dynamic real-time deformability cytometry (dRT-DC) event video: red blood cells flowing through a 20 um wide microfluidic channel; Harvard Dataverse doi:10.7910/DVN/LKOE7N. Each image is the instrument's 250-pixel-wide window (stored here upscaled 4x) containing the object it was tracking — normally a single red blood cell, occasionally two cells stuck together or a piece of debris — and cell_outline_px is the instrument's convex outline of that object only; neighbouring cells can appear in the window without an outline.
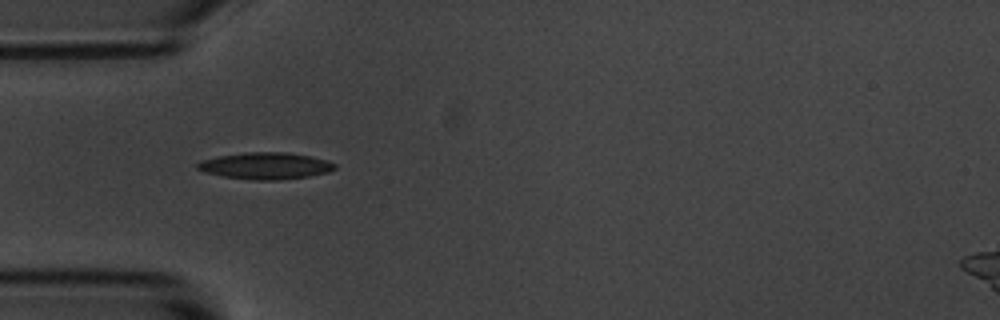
{"species": "common noctule bat (a hibernating species)", "species_latin": "Nyctalus noctula", "temperature_condition": "room temperature", "stored_images_in_passage": 6, "camera_frame_rate_fps": 3000, "um_per_image_px": 0.085, "animal": {"sex": "male", "body_mass_g": 20.1, "forearm_length_mm": 53.5}, "frame": {"image": 1, "passage_image": 1, "time_ms": 0.0, "image_size_px": [1000, 320], "cell_outline_px": [[336, 168], [328, 172], [308, 176], [280, 180], [252, 180], [224, 176], [208, 172], [196, 168], [196, 164], [200, 160], [216, 156], [244, 152], [288, 152], [312, 156], [328, 160], [336, 164]], "centroid_in_image_um": [22.59, 14.08], "position_along_channel_um": 62.4, "area_um2": 21.5}}
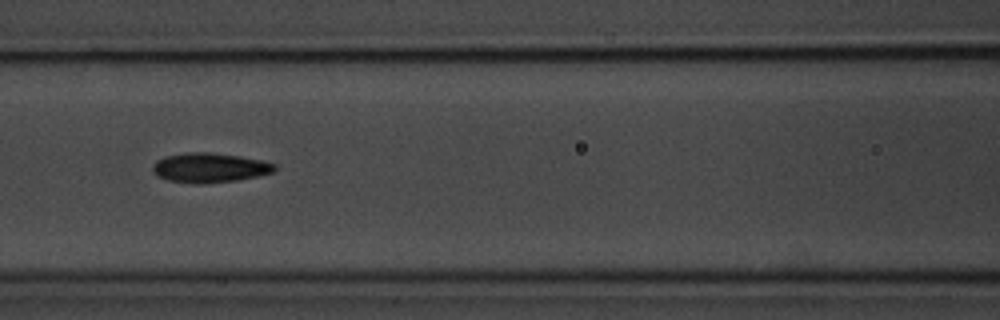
{"frame": {"image": 2, "passage_image": 3, "time_ms": 2.333, "image_size_px": [1000, 320], "cell_outline_px": [[276, 168], [272, 172], [256, 176], [236, 180], [204, 184], [196, 184], [168, 180], [156, 176], [152, 172], [152, 164], [156, 160], [164, 156], [184, 152], [208, 152], [240, 156], [260, 160], [276, 164]], "centroid_in_image_um": [17.75, 14.25], "position_along_channel_um": 148.9, "area_um2": 21.15}}
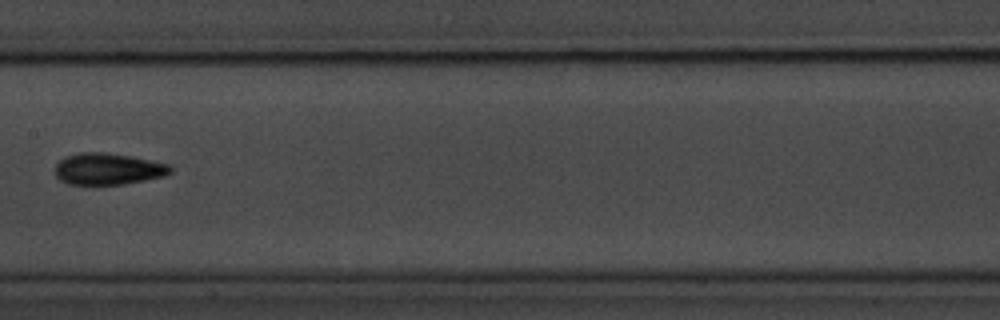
{"frame": {"image": 3, "passage_image": 4, "time_ms": 3.667, "image_size_px": [1000, 320], "cell_outline_px": [[172, 172], [164, 176], [124, 184], [92, 188], [68, 184], [60, 180], [56, 176], [56, 164], [64, 156], [80, 152], [104, 152], [128, 156], [168, 164], [172, 168]], "centroid_in_image_um": [9.11, 14.41], "position_along_channel_um": 198.3, "area_um2": 21.85}}